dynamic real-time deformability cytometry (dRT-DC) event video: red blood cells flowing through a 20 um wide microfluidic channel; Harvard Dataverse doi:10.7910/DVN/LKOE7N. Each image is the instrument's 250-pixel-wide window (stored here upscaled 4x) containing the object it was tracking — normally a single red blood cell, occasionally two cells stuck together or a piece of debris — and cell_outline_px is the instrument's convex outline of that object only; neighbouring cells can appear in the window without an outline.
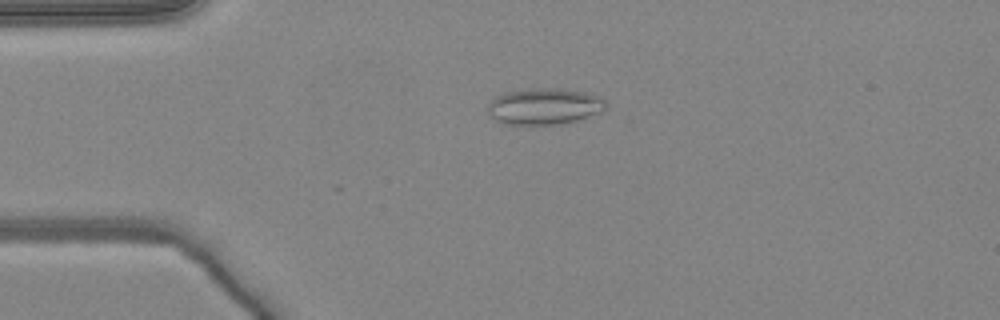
{"species": "common noctule bat (a hibernating species)", "species_latin": "Nyctalus noctula", "temperature_condition": "warm", "stored_images_in_passage": 18, "camera_frame_rate_fps": 3000, "um_per_image_px": 0.085, "animal": {"sex": "female", "body_mass_g": 24.6, "forearm_length_mm": 56.2}, "frame": {"image": 1, "passage_image": 12, "time_ms": 3.667, "image_size_px": [1000, 320], "cell_outline_px": [[608, 104], [600, 112], [576, 120], [560, 124], [532, 128], [504, 124], [496, 120], [488, 112], [488, 104], [496, 96], [504, 92], [532, 88], [560, 88], [584, 92], [596, 96], [604, 100]], "centroid_in_image_um": [46.21, 9.08], "position_along_channel_um": 38.8, "area_um2": 25.61}}